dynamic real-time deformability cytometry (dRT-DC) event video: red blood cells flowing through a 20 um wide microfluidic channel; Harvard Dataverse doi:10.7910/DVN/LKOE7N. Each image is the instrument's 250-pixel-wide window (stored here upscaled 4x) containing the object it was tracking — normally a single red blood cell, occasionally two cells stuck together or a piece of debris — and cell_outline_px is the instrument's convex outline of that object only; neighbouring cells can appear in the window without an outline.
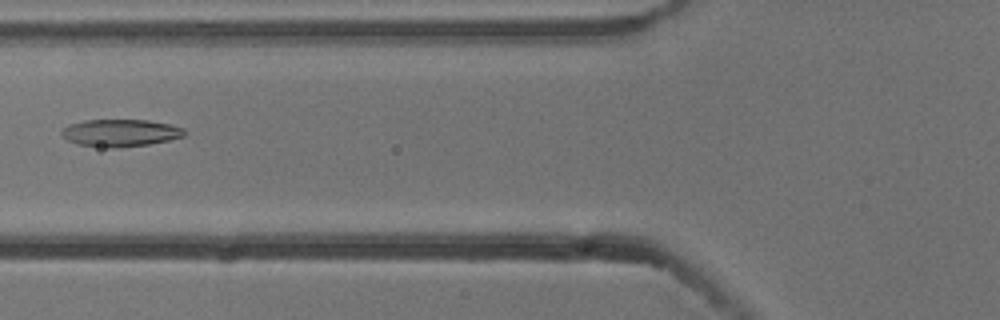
{"species": "common noctule bat (a hibernating species)", "species_latin": "Nyctalus noctula", "temperature_condition": "cold", "stored_images_in_passage": 6, "camera_frame_rate_fps": 3000, "um_per_image_px": 0.085, "animal": {"sex": "male", "body_mass_g": 13.3}, "frame": {"image": 1, "passage_image": 6, "time_ms": 1.667, "image_size_px": [1000, 320], "cell_outline_px": [[184, 136], [168, 140], [148, 144], [112, 148], [80, 144], [68, 140], [60, 132], [68, 124], [84, 120], [148, 120], [172, 124], [184, 128]], "centroid_in_image_um": [10.25, 11.28], "position_along_channel_um": 115.6, "area_um2": 19.31}}